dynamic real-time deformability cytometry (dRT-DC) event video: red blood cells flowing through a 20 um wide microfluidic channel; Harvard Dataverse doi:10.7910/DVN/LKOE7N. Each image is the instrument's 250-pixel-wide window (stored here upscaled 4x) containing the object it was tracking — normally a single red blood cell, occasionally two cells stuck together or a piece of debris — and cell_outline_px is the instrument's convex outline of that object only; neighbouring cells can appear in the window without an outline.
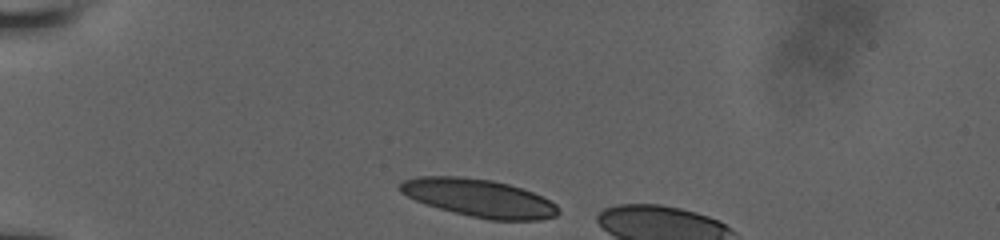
{"species": "human", "species_latin": "Homo sapiens", "temperature_condition": "room temperature", "stored_images_in_passage": 5, "camera_frame_rate_fps": 3000, "um_per_image_px": 0.085, "donor": {"sex": "male"}, "frame": {"image": 1, "passage_image": 1, "time_ms": 0.0, "image_size_px": [1000, 240], "cell_outline_px": [[560, 212], [556, 216], [540, 220], [488, 220], [440, 208], [416, 200], [400, 192], [400, 184], [404, 180], [420, 176], [460, 176], [492, 180], [508, 184], [532, 192], [556, 204], [560, 208]], "centroid_in_image_um": [40.75, 16.83], "position_along_channel_um": 44.2, "area_um2": 34.51}}